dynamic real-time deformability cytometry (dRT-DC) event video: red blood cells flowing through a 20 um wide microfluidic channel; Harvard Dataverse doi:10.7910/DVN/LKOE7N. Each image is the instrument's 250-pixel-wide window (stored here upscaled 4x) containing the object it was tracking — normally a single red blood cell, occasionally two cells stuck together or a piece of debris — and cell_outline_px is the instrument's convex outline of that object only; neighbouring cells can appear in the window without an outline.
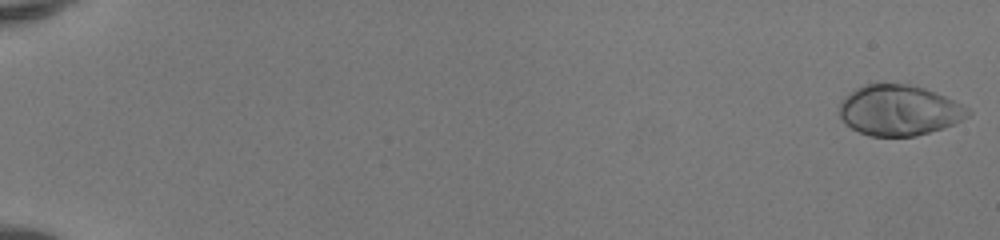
{"species": "human", "species_latin": "Homo sapiens", "temperature_condition": "room temperature", "stored_images_in_passage": 10, "camera_frame_rate_fps": 3000, "um_per_image_px": 0.085, "donor": {"sex": "female"}, "frame": {"image": 1, "passage_image": 1, "time_ms": 0.0, "image_size_px": [1000, 240], "cell_outline_px": [[972, 112], [968, 116], [944, 128], [916, 136], [872, 136], [860, 132], [844, 124], [836, 112], [840, 104], [856, 88], [864, 84], [908, 84], [924, 88], [936, 92], [968, 108]], "centroid_in_image_um": [76.4, 9.38], "position_along_channel_um": 8.6, "area_um2": 37.69}}